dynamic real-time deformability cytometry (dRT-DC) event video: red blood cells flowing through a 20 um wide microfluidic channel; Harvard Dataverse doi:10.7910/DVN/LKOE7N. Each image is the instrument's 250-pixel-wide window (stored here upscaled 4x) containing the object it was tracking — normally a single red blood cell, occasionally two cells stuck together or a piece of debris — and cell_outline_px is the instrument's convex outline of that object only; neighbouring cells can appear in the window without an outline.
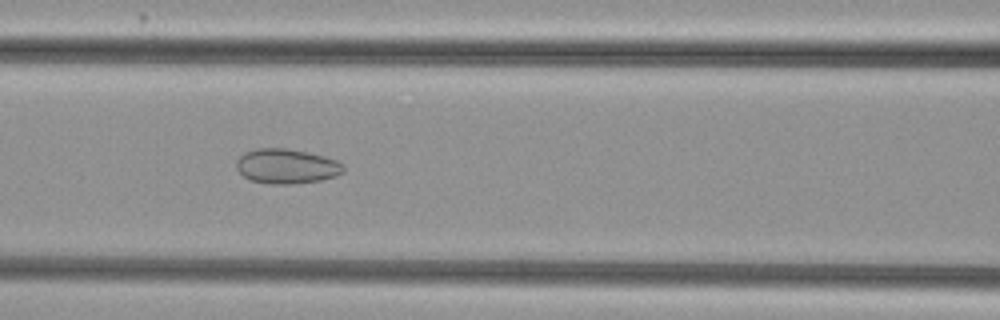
{"species": "common noctule bat (a hibernating species)", "species_latin": "Nyctalus noctula", "temperature_condition": "cold", "stored_images_in_passage": 41, "camera_frame_rate_fps": 3000, "um_per_image_px": 0.085, "animal": {"sex": "female", "body_mass_g": 29.2, "forearm_length_mm": 56.3}, "frame": {"image": 1, "passage_image": 13, "time_ms": 4.0, "image_size_px": [1000, 320], "cell_outline_px": [[344, 172], [336, 176], [320, 180], [292, 184], [268, 184], [252, 180], [244, 176], [236, 168], [236, 160], [244, 152], [256, 148], [284, 148], [308, 152], [324, 156], [336, 160], [344, 164]], "centroid_in_image_um": [24.36, 14.12], "position_along_channel_um": 142.2, "area_um2": 21.79}}
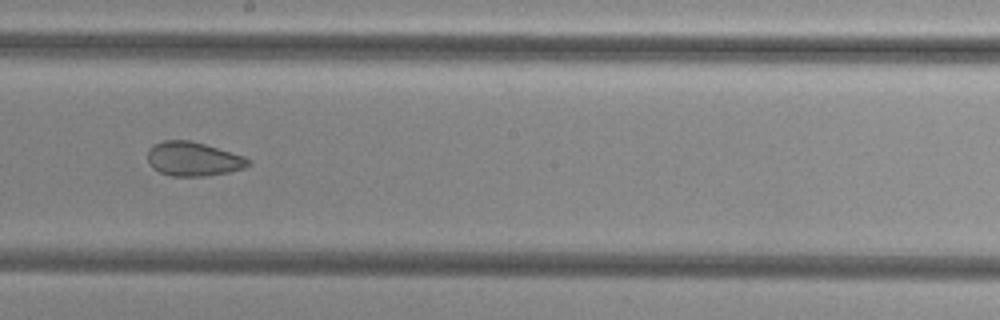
{"frame": {"image": 2, "passage_image": 20, "time_ms": 6.333, "image_size_px": [1000, 320], "cell_outline_px": [[252, 164], [244, 168], [228, 172], [208, 176], [172, 176], [160, 172], [152, 168], [148, 164], [148, 148], [152, 144], [164, 140], [188, 140], [204, 144], [244, 156], [252, 160]], "centroid_in_image_um": [16.42, 13.51], "position_along_channel_um": 231.8, "area_um2": 20.17}}
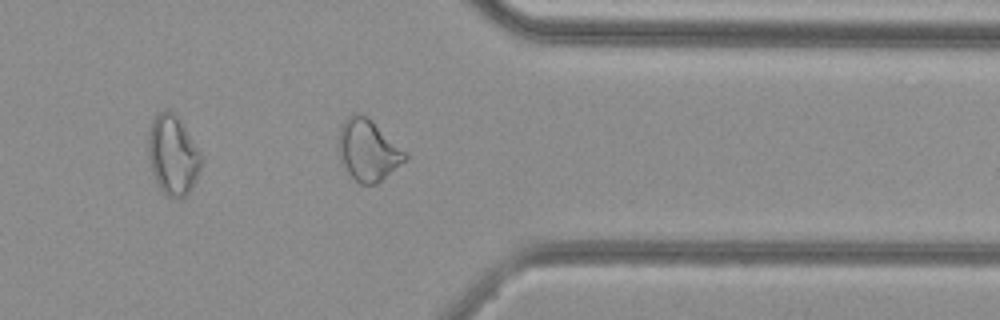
{"frame": {"image": 3, "passage_image": 32, "time_ms": 10.333, "image_size_px": [1000, 320], "cell_outline_px": [[408, 160], [376, 184], [360, 184], [348, 172], [340, 160], [336, 148], [336, 144], [340, 128], [344, 120], [352, 112], [360, 112], [368, 116], [408, 152]], "centroid_in_image_um": [31.29, 12.72], "position_along_channel_um": 380.1, "area_um2": 24.51}, "authors_computed_cell_mechanics": {"area_um2": 22.9466, "velocity_mm_per_s": 3.8428, "shape_relaxation_time_tau1_ms": null, "shape_relaxation_time_tau2_ms": 3.3132, "deformation_change_tau1": null, "deformation_change_tau2": 0.0884}}